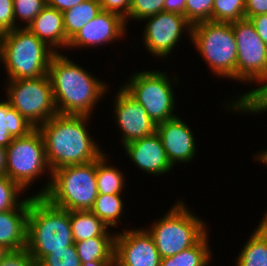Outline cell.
<instances>
[{"label":"cell","instance_id":"1","mask_svg":"<svg viewBox=\"0 0 267 266\" xmlns=\"http://www.w3.org/2000/svg\"><path fill=\"white\" fill-rule=\"evenodd\" d=\"M47 75L58 114L93 117L94 108L109 91L108 83L63 52L52 56Z\"/></svg>","mask_w":267,"mask_h":266},{"label":"cell","instance_id":"2","mask_svg":"<svg viewBox=\"0 0 267 266\" xmlns=\"http://www.w3.org/2000/svg\"><path fill=\"white\" fill-rule=\"evenodd\" d=\"M90 119L91 116L57 114L37 127L52 172L63 166L92 162L104 153L89 133Z\"/></svg>","mask_w":267,"mask_h":266},{"label":"cell","instance_id":"3","mask_svg":"<svg viewBox=\"0 0 267 266\" xmlns=\"http://www.w3.org/2000/svg\"><path fill=\"white\" fill-rule=\"evenodd\" d=\"M74 243L69 211L44 196H30L26 249L36 264L53 251Z\"/></svg>","mask_w":267,"mask_h":266},{"label":"cell","instance_id":"4","mask_svg":"<svg viewBox=\"0 0 267 266\" xmlns=\"http://www.w3.org/2000/svg\"><path fill=\"white\" fill-rule=\"evenodd\" d=\"M54 54L50 47L26 27H17L0 34V62L6 70V80L47 75Z\"/></svg>","mask_w":267,"mask_h":266},{"label":"cell","instance_id":"5","mask_svg":"<svg viewBox=\"0 0 267 266\" xmlns=\"http://www.w3.org/2000/svg\"><path fill=\"white\" fill-rule=\"evenodd\" d=\"M175 203L151 223L149 229L145 228L161 258L171 257L194 246L209 231L207 222L191 212L185 201L177 200Z\"/></svg>","mask_w":267,"mask_h":266},{"label":"cell","instance_id":"6","mask_svg":"<svg viewBox=\"0 0 267 266\" xmlns=\"http://www.w3.org/2000/svg\"><path fill=\"white\" fill-rule=\"evenodd\" d=\"M191 43L210 73L236 80L237 43L232 22L203 21L192 25Z\"/></svg>","mask_w":267,"mask_h":266},{"label":"cell","instance_id":"7","mask_svg":"<svg viewBox=\"0 0 267 266\" xmlns=\"http://www.w3.org/2000/svg\"><path fill=\"white\" fill-rule=\"evenodd\" d=\"M98 196L96 160L55 169L44 195L53 205L68 211H87Z\"/></svg>","mask_w":267,"mask_h":266},{"label":"cell","instance_id":"8","mask_svg":"<svg viewBox=\"0 0 267 266\" xmlns=\"http://www.w3.org/2000/svg\"><path fill=\"white\" fill-rule=\"evenodd\" d=\"M128 78L120 86L144 107L156 125L177 116L174 114L176 97L173 84L175 87L180 84L179 77L173 79L166 70L156 69L136 71Z\"/></svg>","mask_w":267,"mask_h":266},{"label":"cell","instance_id":"9","mask_svg":"<svg viewBox=\"0 0 267 266\" xmlns=\"http://www.w3.org/2000/svg\"><path fill=\"white\" fill-rule=\"evenodd\" d=\"M6 154V175L25 192L40 176H44L46 173L49 175L48 181L44 184L45 186H42L41 191L33 194V196H44L51 184L52 170L47 162L44 141L39 130L34 128L23 137L13 138L6 148Z\"/></svg>","mask_w":267,"mask_h":266},{"label":"cell","instance_id":"10","mask_svg":"<svg viewBox=\"0 0 267 266\" xmlns=\"http://www.w3.org/2000/svg\"><path fill=\"white\" fill-rule=\"evenodd\" d=\"M6 82L5 99L35 128L58 114L48 75Z\"/></svg>","mask_w":267,"mask_h":266},{"label":"cell","instance_id":"11","mask_svg":"<svg viewBox=\"0 0 267 266\" xmlns=\"http://www.w3.org/2000/svg\"><path fill=\"white\" fill-rule=\"evenodd\" d=\"M232 30L237 43L236 81L257 85L267 76V45L250 19L232 22Z\"/></svg>","mask_w":267,"mask_h":266},{"label":"cell","instance_id":"12","mask_svg":"<svg viewBox=\"0 0 267 266\" xmlns=\"http://www.w3.org/2000/svg\"><path fill=\"white\" fill-rule=\"evenodd\" d=\"M142 21L146 22L142 31L143 46L148 53L155 56L154 58H169L174 48L179 47L178 42L184 33L188 34V39L191 40L192 25L180 14L163 11Z\"/></svg>","mask_w":267,"mask_h":266},{"label":"cell","instance_id":"13","mask_svg":"<svg viewBox=\"0 0 267 266\" xmlns=\"http://www.w3.org/2000/svg\"><path fill=\"white\" fill-rule=\"evenodd\" d=\"M161 257L145 227L116 232L114 266H160Z\"/></svg>","mask_w":267,"mask_h":266},{"label":"cell","instance_id":"14","mask_svg":"<svg viewBox=\"0 0 267 266\" xmlns=\"http://www.w3.org/2000/svg\"><path fill=\"white\" fill-rule=\"evenodd\" d=\"M116 91L113 117L122 134V146L155 133L157 125L149 118L144 107L121 86Z\"/></svg>","mask_w":267,"mask_h":266},{"label":"cell","instance_id":"15","mask_svg":"<svg viewBox=\"0 0 267 266\" xmlns=\"http://www.w3.org/2000/svg\"><path fill=\"white\" fill-rule=\"evenodd\" d=\"M126 28L125 20L120 15L102 10L69 41L67 49L94 48L119 42L128 36Z\"/></svg>","mask_w":267,"mask_h":266},{"label":"cell","instance_id":"16","mask_svg":"<svg viewBox=\"0 0 267 266\" xmlns=\"http://www.w3.org/2000/svg\"><path fill=\"white\" fill-rule=\"evenodd\" d=\"M156 132L173 167L194 161L197 153L195 135L180 115L157 124Z\"/></svg>","mask_w":267,"mask_h":266},{"label":"cell","instance_id":"17","mask_svg":"<svg viewBox=\"0 0 267 266\" xmlns=\"http://www.w3.org/2000/svg\"><path fill=\"white\" fill-rule=\"evenodd\" d=\"M122 148L135 167L145 174L161 177L174 168L157 132L128 143Z\"/></svg>","mask_w":267,"mask_h":266},{"label":"cell","instance_id":"18","mask_svg":"<svg viewBox=\"0 0 267 266\" xmlns=\"http://www.w3.org/2000/svg\"><path fill=\"white\" fill-rule=\"evenodd\" d=\"M26 28L55 53L67 49L69 40L64 30L63 14L57 9L46 6Z\"/></svg>","mask_w":267,"mask_h":266},{"label":"cell","instance_id":"19","mask_svg":"<svg viewBox=\"0 0 267 266\" xmlns=\"http://www.w3.org/2000/svg\"><path fill=\"white\" fill-rule=\"evenodd\" d=\"M30 197L15 209L0 212V244L11 250L26 248Z\"/></svg>","mask_w":267,"mask_h":266},{"label":"cell","instance_id":"20","mask_svg":"<svg viewBox=\"0 0 267 266\" xmlns=\"http://www.w3.org/2000/svg\"><path fill=\"white\" fill-rule=\"evenodd\" d=\"M69 218L74 242L116 235L115 230L110 232L108 226L90 210L69 211Z\"/></svg>","mask_w":267,"mask_h":266},{"label":"cell","instance_id":"21","mask_svg":"<svg viewBox=\"0 0 267 266\" xmlns=\"http://www.w3.org/2000/svg\"><path fill=\"white\" fill-rule=\"evenodd\" d=\"M35 127L5 99L0 101V146L7 148L13 138L23 137Z\"/></svg>","mask_w":267,"mask_h":266},{"label":"cell","instance_id":"22","mask_svg":"<svg viewBox=\"0 0 267 266\" xmlns=\"http://www.w3.org/2000/svg\"><path fill=\"white\" fill-rule=\"evenodd\" d=\"M257 85L255 88L251 87L249 91L243 92L242 95L239 93L236 98L233 96L229 101L225 100L224 108L237 114L259 115L267 112V76Z\"/></svg>","mask_w":267,"mask_h":266},{"label":"cell","instance_id":"23","mask_svg":"<svg viewBox=\"0 0 267 266\" xmlns=\"http://www.w3.org/2000/svg\"><path fill=\"white\" fill-rule=\"evenodd\" d=\"M207 232L194 246L171 257L161 258L160 266H210L212 255Z\"/></svg>","mask_w":267,"mask_h":266},{"label":"cell","instance_id":"24","mask_svg":"<svg viewBox=\"0 0 267 266\" xmlns=\"http://www.w3.org/2000/svg\"><path fill=\"white\" fill-rule=\"evenodd\" d=\"M102 11L99 0H85L62 12L66 38L70 41L80 29Z\"/></svg>","mask_w":267,"mask_h":266},{"label":"cell","instance_id":"25","mask_svg":"<svg viewBox=\"0 0 267 266\" xmlns=\"http://www.w3.org/2000/svg\"><path fill=\"white\" fill-rule=\"evenodd\" d=\"M108 154L103 153L96 160V181L98 194H123L125 178L122 171L109 163Z\"/></svg>","mask_w":267,"mask_h":266},{"label":"cell","instance_id":"26","mask_svg":"<svg viewBox=\"0 0 267 266\" xmlns=\"http://www.w3.org/2000/svg\"><path fill=\"white\" fill-rule=\"evenodd\" d=\"M236 257V266H267V236L256 226Z\"/></svg>","mask_w":267,"mask_h":266},{"label":"cell","instance_id":"27","mask_svg":"<svg viewBox=\"0 0 267 266\" xmlns=\"http://www.w3.org/2000/svg\"><path fill=\"white\" fill-rule=\"evenodd\" d=\"M81 264L94 260H114L115 237H93L74 243Z\"/></svg>","mask_w":267,"mask_h":266},{"label":"cell","instance_id":"28","mask_svg":"<svg viewBox=\"0 0 267 266\" xmlns=\"http://www.w3.org/2000/svg\"><path fill=\"white\" fill-rule=\"evenodd\" d=\"M122 194H98L92 208L90 209L98 218H100L110 229L121 223L120 217L124 215V197Z\"/></svg>","mask_w":267,"mask_h":266},{"label":"cell","instance_id":"29","mask_svg":"<svg viewBox=\"0 0 267 266\" xmlns=\"http://www.w3.org/2000/svg\"><path fill=\"white\" fill-rule=\"evenodd\" d=\"M246 0H214L212 21L234 22L245 18Z\"/></svg>","mask_w":267,"mask_h":266},{"label":"cell","instance_id":"30","mask_svg":"<svg viewBox=\"0 0 267 266\" xmlns=\"http://www.w3.org/2000/svg\"><path fill=\"white\" fill-rule=\"evenodd\" d=\"M23 193L24 190L14 180L7 175L0 176V212L17 208L27 198L20 196Z\"/></svg>","mask_w":267,"mask_h":266},{"label":"cell","instance_id":"31","mask_svg":"<svg viewBox=\"0 0 267 266\" xmlns=\"http://www.w3.org/2000/svg\"><path fill=\"white\" fill-rule=\"evenodd\" d=\"M46 6L47 0H13L15 28L27 27ZM21 21L24 26H21Z\"/></svg>","mask_w":267,"mask_h":266},{"label":"cell","instance_id":"32","mask_svg":"<svg viewBox=\"0 0 267 266\" xmlns=\"http://www.w3.org/2000/svg\"><path fill=\"white\" fill-rule=\"evenodd\" d=\"M164 1L165 0H132L130 9H129V14L128 16L124 19L127 28L128 27V22L135 20L137 21H142L145 18L151 17L153 15H156L159 12L164 11Z\"/></svg>","mask_w":267,"mask_h":266},{"label":"cell","instance_id":"33","mask_svg":"<svg viewBox=\"0 0 267 266\" xmlns=\"http://www.w3.org/2000/svg\"><path fill=\"white\" fill-rule=\"evenodd\" d=\"M214 0H186L185 18L191 24L212 21Z\"/></svg>","mask_w":267,"mask_h":266},{"label":"cell","instance_id":"34","mask_svg":"<svg viewBox=\"0 0 267 266\" xmlns=\"http://www.w3.org/2000/svg\"><path fill=\"white\" fill-rule=\"evenodd\" d=\"M37 266H81V262L73 244L63 250L53 251L45 256Z\"/></svg>","mask_w":267,"mask_h":266},{"label":"cell","instance_id":"35","mask_svg":"<svg viewBox=\"0 0 267 266\" xmlns=\"http://www.w3.org/2000/svg\"><path fill=\"white\" fill-rule=\"evenodd\" d=\"M0 266H37L26 248L11 250L0 262Z\"/></svg>","mask_w":267,"mask_h":266},{"label":"cell","instance_id":"36","mask_svg":"<svg viewBox=\"0 0 267 266\" xmlns=\"http://www.w3.org/2000/svg\"><path fill=\"white\" fill-rule=\"evenodd\" d=\"M15 29L13 0H0V34Z\"/></svg>","mask_w":267,"mask_h":266},{"label":"cell","instance_id":"37","mask_svg":"<svg viewBox=\"0 0 267 266\" xmlns=\"http://www.w3.org/2000/svg\"><path fill=\"white\" fill-rule=\"evenodd\" d=\"M103 11L113 12L125 19L129 14L132 0H99Z\"/></svg>","mask_w":267,"mask_h":266},{"label":"cell","instance_id":"38","mask_svg":"<svg viewBox=\"0 0 267 266\" xmlns=\"http://www.w3.org/2000/svg\"><path fill=\"white\" fill-rule=\"evenodd\" d=\"M267 14V0H246L245 18Z\"/></svg>","mask_w":267,"mask_h":266},{"label":"cell","instance_id":"39","mask_svg":"<svg viewBox=\"0 0 267 266\" xmlns=\"http://www.w3.org/2000/svg\"><path fill=\"white\" fill-rule=\"evenodd\" d=\"M250 21L254 24L259 37L267 45V14L253 16Z\"/></svg>","mask_w":267,"mask_h":266},{"label":"cell","instance_id":"40","mask_svg":"<svg viewBox=\"0 0 267 266\" xmlns=\"http://www.w3.org/2000/svg\"><path fill=\"white\" fill-rule=\"evenodd\" d=\"M186 0H165L164 12L176 13L185 16Z\"/></svg>","mask_w":267,"mask_h":266},{"label":"cell","instance_id":"41","mask_svg":"<svg viewBox=\"0 0 267 266\" xmlns=\"http://www.w3.org/2000/svg\"><path fill=\"white\" fill-rule=\"evenodd\" d=\"M84 1L85 0H47V6L55 8L60 12H63L67 9L73 8L74 6Z\"/></svg>","mask_w":267,"mask_h":266},{"label":"cell","instance_id":"42","mask_svg":"<svg viewBox=\"0 0 267 266\" xmlns=\"http://www.w3.org/2000/svg\"><path fill=\"white\" fill-rule=\"evenodd\" d=\"M7 154L6 148L0 146V176L6 175Z\"/></svg>","mask_w":267,"mask_h":266},{"label":"cell","instance_id":"43","mask_svg":"<svg viewBox=\"0 0 267 266\" xmlns=\"http://www.w3.org/2000/svg\"><path fill=\"white\" fill-rule=\"evenodd\" d=\"M81 266H114V260H94L81 264Z\"/></svg>","mask_w":267,"mask_h":266},{"label":"cell","instance_id":"44","mask_svg":"<svg viewBox=\"0 0 267 266\" xmlns=\"http://www.w3.org/2000/svg\"><path fill=\"white\" fill-rule=\"evenodd\" d=\"M253 157L254 160L260 162L261 164L263 163V165L266 164L265 166H267V148H264L262 151L260 150L257 154H254Z\"/></svg>","mask_w":267,"mask_h":266},{"label":"cell","instance_id":"45","mask_svg":"<svg viewBox=\"0 0 267 266\" xmlns=\"http://www.w3.org/2000/svg\"><path fill=\"white\" fill-rule=\"evenodd\" d=\"M257 227L267 236V219L263 216Z\"/></svg>","mask_w":267,"mask_h":266},{"label":"cell","instance_id":"46","mask_svg":"<svg viewBox=\"0 0 267 266\" xmlns=\"http://www.w3.org/2000/svg\"><path fill=\"white\" fill-rule=\"evenodd\" d=\"M9 252L10 250L6 246L0 244V262Z\"/></svg>","mask_w":267,"mask_h":266},{"label":"cell","instance_id":"47","mask_svg":"<svg viewBox=\"0 0 267 266\" xmlns=\"http://www.w3.org/2000/svg\"><path fill=\"white\" fill-rule=\"evenodd\" d=\"M267 210V209H266ZM266 219H267V212L265 211L264 215H263Z\"/></svg>","mask_w":267,"mask_h":266}]
</instances>
